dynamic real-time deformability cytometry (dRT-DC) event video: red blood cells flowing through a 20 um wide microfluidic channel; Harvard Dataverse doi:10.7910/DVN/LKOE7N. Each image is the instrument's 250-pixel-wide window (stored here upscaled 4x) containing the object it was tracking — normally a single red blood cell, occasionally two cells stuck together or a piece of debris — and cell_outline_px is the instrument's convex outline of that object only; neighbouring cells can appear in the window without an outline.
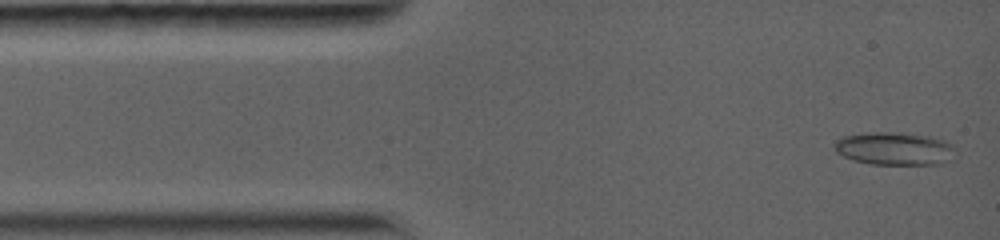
{"species": "common noctule bat (a hibernating species)", "species_latin": "Nyctalus noctula", "temperature_condition": "warm", "stored_images_in_passage": 4, "camera_frame_rate_fps": 5000, "um_per_image_px": 0.085, "animal": {"sex": "female", "body_mass_g": 19.0, "forearm_length_mm": 56.7}, "frame": {"image": 1, "passage_image": 1, "time_ms": 0.0, "image_size_px": [1000, 240], "cell_outline_px": [[956, 148], [940, 164], [872, 164], [852, 160], [836, 152], [832, 144], [836, 140], [844, 136], [876, 132], [888, 132], [928, 136], [944, 140], [952, 144]], "centroid_in_image_um": [75.95, 12.63], "position_along_channel_um": 9.0, "area_um2": 22.72}}
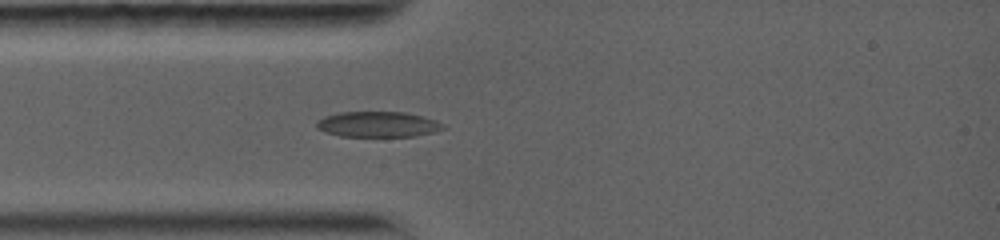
{"frame": {"image": 2, "passage_image": 4, "time_ms": 2.8, "image_size_px": [1000, 240], "cell_outline_px": [[448, 128], [432, 132], [412, 136], [340, 136], [324, 132], [316, 128], [316, 120], [324, 116], [340, 112], [404, 112], [436, 120], [444, 124]], "centroid_in_image_um": [32.08, 10.56], "position_along_channel_um": 52.9, "area_um2": 18.84}}